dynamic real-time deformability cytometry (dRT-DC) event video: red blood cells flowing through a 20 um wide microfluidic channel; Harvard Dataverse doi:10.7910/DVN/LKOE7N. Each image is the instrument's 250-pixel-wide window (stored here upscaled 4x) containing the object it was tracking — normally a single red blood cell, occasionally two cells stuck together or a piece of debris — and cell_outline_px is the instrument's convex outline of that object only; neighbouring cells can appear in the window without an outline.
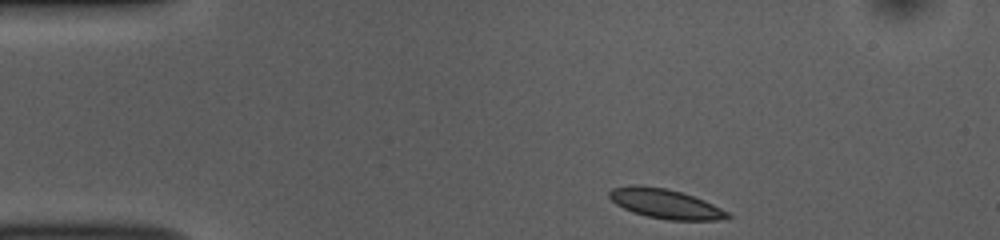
{"species": "common noctule bat (a hibernating species)", "species_latin": "Nyctalus noctula", "temperature_condition": "room temperature", "stored_images_in_passage": 44, "camera_frame_rate_fps": 3000, "um_per_image_px": 0.085, "animal": {"sex": "female", "body_mass_g": 10.0, "forearm_length_mm": 53.1}, "frame": {"image": 1, "passage_image": 1, "time_ms": 0.0, "image_size_px": [1000, 240], "cell_outline_px": [[732, 216], [720, 220], [668, 220], [648, 216], [632, 212], [616, 204], [608, 196], [608, 192], [612, 188], [632, 184], [640, 184], [668, 188], [704, 200], [728, 212]], "centroid_in_image_um": [56.51, 17.3], "position_along_channel_um": 28.5, "area_um2": 20.4}}
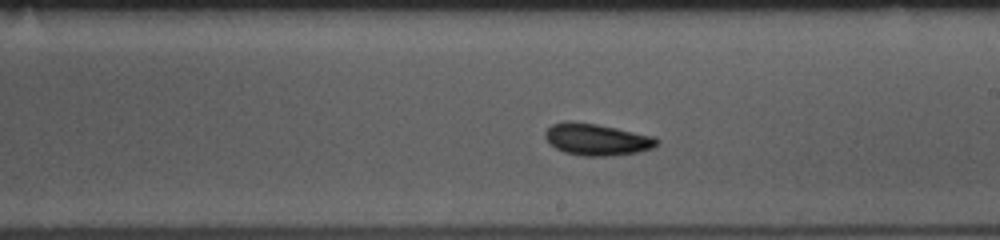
{"frame": {"image": 2, "passage_image": 22, "time_ms": 7.0, "image_size_px": [1000, 240], "cell_outline_px": [[660, 144], [652, 148], [640, 152], [612, 156], [584, 156], [564, 152], [556, 148], [544, 136], [544, 132], [552, 124], [568, 120], [596, 124], [656, 136], [660, 140]], "centroid_in_image_um": [50.78, 11.85], "position_along_channel_um": 238.2, "area_um2": 20.87}}
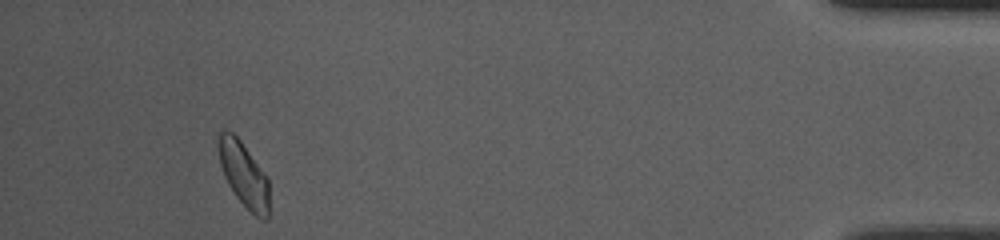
{"frame": {"image": 3, "passage_image": 41, "time_ms": 13.333, "image_size_px": [1000, 240], "cell_outline_px": [[268, 220], [264, 220], [256, 216], [236, 196], [228, 184], [224, 176], [220, 164], [216, 136], [216, 132], [232, 132], [240, 140], [268, 176]], "centroid_in_image_um": [20.7, 14.79], "position_along_channel_um": 414.5, "area_um2": 19.07}, "authors_computed_cell_mechanics": {"area_um2": 19.7098, "velocity_mm_per_s": 3.8021, "shape_relaxation_time_tau1_ms": 7.8995, "shape_relaxation_time_tau2_ms": 4.8638, "deformation_change_tau1": 0.1324, "deformation_change_tau2": 0.0679}}